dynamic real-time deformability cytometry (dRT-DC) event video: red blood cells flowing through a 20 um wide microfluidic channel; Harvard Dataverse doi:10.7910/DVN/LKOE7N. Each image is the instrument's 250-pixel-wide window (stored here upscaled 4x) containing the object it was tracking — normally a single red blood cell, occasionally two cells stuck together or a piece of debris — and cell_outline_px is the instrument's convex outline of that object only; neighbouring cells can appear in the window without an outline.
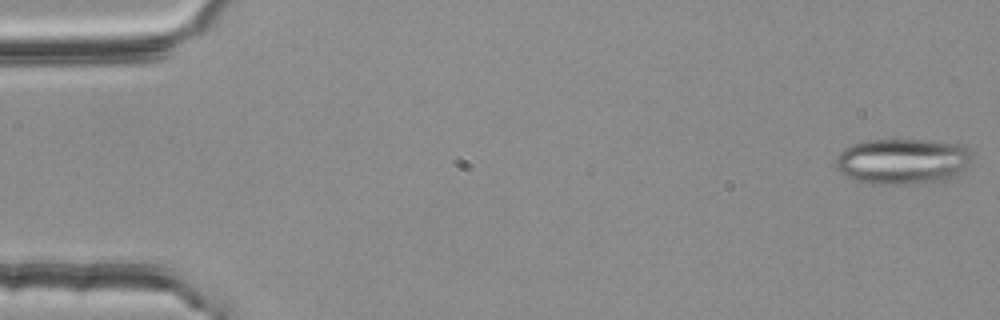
{"species": "common noctule bat (a hibernating species)", "species_latin": "Nyctalus noctula", "temperature_condition": "room temperature", "stored_images_in_passage": 4, "camera_frame_rate_fps": 3000, "um_per_image_px": 0.085, "animal": {"sex": "female", "body_mass_g": 25.1}, "frame": {"image": 1, "passage_image": 1, "time_ms": 0.0, "image_size_px": [1000, 320], "cell_outline_px": [[972, 164], [964, 172], [952, 180], [904, 184], [872, 184], [852, 180], [840, 172], [836, 168], [836, 156], [844, 148], [852, 144], [864, 140], [928, 140], [964, 144], [972, 152]], "centroid_in_image_um": [76.79, 13.72], "position_along_channel_um": 8.2, "area_um2": 37.34}}